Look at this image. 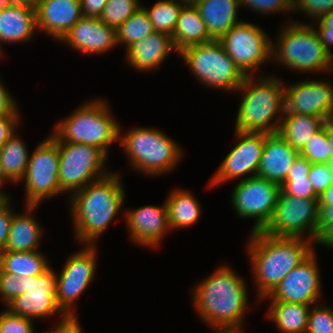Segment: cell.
<instances>
[{"mask_svg": "<svg viewBox=\"0 0 333 333\" xmlns=\"http://www.w3.org/2000/svg\"><path fill=\"white\" fill-rule=\"evenodd\" d=\"M37 31L35 6L8 4L0 11V49L3 43L30 41Z\"/></svg>", "mask_w": 333, "mask_h": 333, "instance_id": "24", "label": "cell"}, {"mask_svg": "<svg viewBox=\"0 0 333 333\" xmlns=\"http://www.w3.org/2000/svg\"><path fill=\"white\" fill-rule=\"evenodd\" d=\"M2 53H3V51L0 49V58L3 57Z\"/></svg>", "mask_w": 333, "mask_h": 333, "instance_id": "61", "label": "cell"}, {"mask_svg": "<svg viewBox=\"0 0 333 333\" xmlns=\"http://www.w3.org/2000/svg\"><path fill=\"white\" fill-rule=\"evenodd\" d=\"M121 131L119 127V144L129 157L130 166L143 175L169 173L183 156L181 146L157 128L135 127L125 134Z\"/></svg>", "mask_w": 333, "mask_h": 333, "instance_id": "7", "label": "cell"}, {"mask_svg": "<svg viewBox=\"0 0 333 333\" xmlns=\"http://www.w3.org/2000/svg\"><path fill=\"white\" fill-rule=\"evenodd\" d=\"M316 23V24H315ZM318 33L324 49L333 57L330 47L333 45V10L312 24Z\"/></svg>", "mask_w": 333, "mask_h": 333, "instance_id": "44", "label": "cell"}, {"mask_svg": "<svg viewBox=\"0 0 333 333\" xmlns=\"http://www.w3.org/2000/svg\"><path fill=\"white\" fill-rule=\"evenodd\" d=\"M237 144L220 163L217 171L209 180V187L220 185L236 178L257 176L262 156L265 133L235 131ZM248 176H245L247 175ZM250 174V175H249Z\"/></svg>", "mask_w": 333, "mask_h": 333, "instance_id": "16", "label": "cell"}, {"mask_svg": "<svg viewBox=\"0 0 333 333\" xmlns=\"http://www.w3.org/2000/svg\"><path fill=\"white\" fill-rule=\"evenodd\" d=\"M154 31L147 12L141 6L116 30L117 43L124 45L127 50L135 42L148 37Z\"/></svg>", "mask_w": 333, "mask_h": 333, "instance_id": "34", "label": "cell"}, {"mask_svg": "<svg viewBox=\"0 0 333 333\" xmlns=\"http://www.w3.org/2000/svg\"><path fill=\"white\" fill-rule=\"evenodd\" d=\"M30 155L25 175L20 182L25 181V206H38L44 199L61 194L58 180V143L50 135L39 143Z\"/></svg>", "mask_w": 333, "mask_h": 333, "instance_id": "11", "label": "cell"}, {"mask_svg": "<svg viewBox=\"0 0 333 333\" xmlns=\"http://www.w3.org/2000/svg\"><path fill=\"white\" fill-rule=\"evenodd\" d=\"M215 269L192 289L193 307L213 330L243 327L249 305L247 284L230 266Z\"/></svg>", "mask_w": 333, "mask_h": 333, "instance_id": "1", "label": "cell"}, {"mask_svg": "<svg viewBox=\"0 0 333 333\" xmlns=\"http://www.w3.org/2000/svg\"><path fill=\"white\" fill-rule=\"evenodd\" d=\"M281 186L259 176L241 179L231 193V204L240 218H255L251 232L270 222Z\"/></svg>", "mask_w": 333, "mask_h": 333, "instance_id": "14", "label": "cell"}, {"mask_svg": "<svg viewBox=\"0 0 333 333\" xmlns=\"http://www.w3.org/2000/svg\"><path fill=\"white\" fill-rule=\"evenodd\" d=\"M169 225L174 229L187 228L195 224L201 216V206L193 193L184 189L170 191L165 200Z\"/></svg>", "mask_w": 333, "mask_h": 333, "instance_id": "31", "label": "cell"}, {"mask_svg": "<svg viewBox=\"0 0 333 333\" xmlns=\"http://www.w3.org/2000/svg\"><path fill=\"white\" fill-rule=\"evenodd\" d=\"M20 115H4L0 117V148L19 128Z\"/></svg>", "mask_w": 333, "mask_h": 333, "instance_id": "47", "label": "cell"}, {"mask_svg": "<svg viewBox=\"0 0 333 333\" xmlns=\"http://www.w3.org/2000/svg\"><path fill=\"white\" fill-rule=\"evenodd\" d=\"M9 4H26L35 6L37 0H8Z\"/></svg>", "mask_w": 333, "mask_h": 333, "instance_id": "55", "label": "cell"}, {"mask_svg": "<svg viewBox=\"0 0 333 333\" xmlns=\"http://www.w3.org/2000/svg\"><path fill=\"white\" fill-rule=\"evenodd\" d=\"M172 51L176 52L171 36L154 31L127 49L125 61L137 71H153L160 68Z\"/></svg>", "mask_w": 333, "mask_h": 333, "instance_id": "23", "label": "cell"}, {"mask_svg": "<svg viewBox=\"0 0 333 333\" xmlns=\"http://www.w3.org/2000/svg\"><path fill=\"white\" fill-rule=\"evenodd\" d=\"M80 2L83 16L99 18L108 0H80Z\"/></svg>", "mask_w": 333, "mask_h": 333, "instance_id": "50", "label": "cell"}, {"mask_svg": "<svg viewBox=\"0 0 333 333\" xmlns=\"http://www.w3.org/2000/svg\"><path fill=\"white\" fill-rule=\"evenodd\" d=\"M283 116L278 133L299 152L326 122L321 117L296 113H284Z\"/></svg>", "mask_w": 333, "mask_h": 333, "instance_id": "28", "label": "cell"}, {"mask_svg": "<svg viewBox=\"0 0 333 333\" xmlns=\"http://www.w3.org/2000/svg\"><path fill=\"white\" fill-rule=\"evenodd\" d=\"M0 79V117L4 115H20L18 111V105L11 93L1 83Z\"/></svg>", "mask_w": 333, "mask_h": 333, "instance_id": "48", "label": "cell"}, {"mask_svg": "<svg viewBox=\"0 0 333 333\" xmlns=\"http://www.w3.org/2000/svg\"><path fill=\"white\" fill-rule=\"evenodd\" d=\"M97 99V100H96ZM89 100L54 125V134L63 142L97 147L107 157L111 144L119 141V127L108 102L101 98Z\"/></svg>", "mask_w": 333, "mask_h": 333, "instance_id": "6", "label": "cell"}, {"mask_svg": "<svg viewBox=\"0 0 333 333\" xmlns=\"http://www.w3.org/2000/svg\"><path fill=\"white\" fill-rule=\"evenodd\" d=\"M321 305L310 307L306 333H333V309Z\"/></svg>", "mask_w": 333, "mask_h": 333, "instance_id": "37", "label": "cell"}, {"mask_svg": "<svg viewBox=\"0 0 333 333\" xmlns=\"http://www.w3.org/2000/svg\"><path fill=\"white\" fill-rule=\"evenodd\" d=\"M319 205H333V183L319 196Z\"/></svg>", "mask_w": 333, "mask_h": 333, "instance_id": "52", "label": "cell"}, {"mask_svg": "<svg viewBox=\"0 0 333 333\" xmlns=\"http://www.w3.org/2000/svg\"><path fill=\"white\" fill-rule=\"evenodd\" d=\"M184 4L187 5H196L197 3L203 1V0H181Z\"/></svg>", "mask_w": 333, "mask_h": 333, "instance_id": "57", "label": "cell"}, {"mask_svg": "<svg viewBox=\"0 0 333 333\" xmlns=\"http://www.w3.org/2000/svg\"><path fill=\"white\" fill-rule=\"evenodd\" d=\"M311 163L302 155H298L294 160L291 168L287 172L286 178L304 176L308 177Z\"/></svg>", "mask_w": 333, "mask_h": 333, "instance_id": "51", "label": "cell"}, {"mask_svg": "<svg viewBox=\"0 0 333 333\" xmlns=\"http://www.w3.org/2000/svg\"><path fill=\"white\" fill-rule=\"evenodd\" d=\"M32 333H37L36 331H35V328L33 329V331H32ZM42 333H54V329L52 328V330H46V331H44V332H42Z\"/></svg>", "mask_w": 333, "mask_h": 333, "instance_id": "60", "label": "cell"}, {"mask_svg": "<svg viewBox=\"0 0 333 333\" xmlns=\"http://www.w3.org/2000/svg\"><path fill=\"white\" fill-rule=\"evenodd\" d=\"M285 112L333 119V85L322 80H306L284 85Z\"/></svg>", "mask_w": 333, "mask_h": 333, "instance_id": "18", "label": "cell"}, {"mask_svg": "<svg viewBox=\"0 0 333 333\" xmlns=\"http://www.w3.org/2000/svg\"><path fill=\"white\" fill-rule=\"evenodd\" d=\"M281 190L289 195L297 198L319 199L315 193L313 185L308 177L299 176L293 178H285L280 185Z\"/></svg>", "mask_w": 333, "mask_h": 333, "instance_id": "40", "label": "cell"}, {"mask_svg": "<svg viewBox=\"0 0 333 333\" xmlns=\"http://www.w3.org/2000/svg\"><path fill=\"white\" fill-rule=\"evenodd\" d=\"M56 275L51 267L34 277H19L18 296L7 305V309L15 315L25 318L42 319L57 313L64 317L56 300Z\"/></svg>", "mask_w": 333, "mask_h": 333, "instance_id": "12", "label": "cell"}, {"mask_svg": "<svg viewBox=\"0 0 333 333\" xmlns=\"http://www.w3.org/2000/svg\"><path fill=\"white\" fill-rule=\"evenodd\" d=\"M33 320L12 314L8 309L0 313V333H32Z\"/></svg>", "mask_w": 333, "mask_h": 333, "instance_id": "41", "label": "cell"}, {"mask_svg": "<svg viewBox=\"0 0 333 333\" xmlns=\"http://www.w3.org/2000/svg\"><path fill=\"white\" fill-rule=\"evenodd\" d=\"M240 6H247L255 13L266 15L277 12H294V0H240Z\"/></svg>", "mask_w": 333, "mask_h": 333, "instance_id": "39", "label": "cell"}, {"mask_svg": "<svg viewBox=\"0 0 333 333\" xmlns=\"http://www.w3.org/2000/svg\"><path fill=\"white\" fill-rule=\"evenodd\" d=\"M318 229L313 244L333 248V205H319Z\"/></svg>", "mask_w": 333, "mask_h": 333, "instance_id": "38", "label": "cell"}, {"mask_svg": "<svg viewBox=\"0 0 333 333\" xmlns=\"http://www.w3.org/2000/svg\"><path fill=\"white\" fill-rule=\"evenodd\" d=\"M277 78L245 77L236 90L245 94L239 104L235 131L278 133L285 112V90L283 81Z\"/></svg>", "mask_w": 333, "mask_h": 333, "instance_id": "4", "label": "cell"}, {"mask_svg": "<svg viewBox=\"0 0 333 333\" xmlns=\"http://www.w3.org/2000/svg\"><path fill=\"white\" fill-rule=\"evenodd\" d=\"M35 10L37 29L55 41L83 17L80 0H37Z\"/></svg>", "mask_w": 333, "mask_h": 333, "instance_id": "21", "label": "cell"}, {"mask_svg": "<svg viewBox=\"0 0 333 333\" xmlns=\"http://www.w3.org/2000/svg\"><path fill=\"white\" fill-rule=\"evenodd\" d=\"M318 223L319 199L297 198L280 190L273 216L262 232L272 237L306 238L313 242Z\"/></svg>", "mask_w": 333, "mask_h": 333, "instance_id": "10", "label": "cell"}, {"mask_svg": "<svg viewBox=\"0 0 333 333\" xmlns=\"http://www.w3.org/2000/svg\"><path fill=\"white\" fill-rule=\"evenodd\" d=\"M18 279L19 276L6 273L0 268V297L5 306L18 296Z\"/></svg>", "mask_w": 333, "mask_h": 333, "instance_id": "45", "label": "cell"}, {"mask_svg": "<svg viewBox=\"0 0 333 333\" xmlns=\"http://www.w3.org/2000/svg\"><path fill=\"white\" fill-rule=\"evenodd\" d=\"M177 54L183 49L214 40L195 5L184 4L171 36Z\"/></svg>", "mask_w": 333, "mask_h": 333, "instance_id": "27", "label": "cell"}, {"mask_svg": "<svg viewBox=\"0 0 333 333\" xmlns=\"http://www.w3.org/2000/svg\"><path fill=\"white\" fill-rule=\"evenodd\" d=\"M299 154L279 133H265L257 176L281 185Z\"/></svg>", "mask_w": 333, "mask_h": 333, "instance_id": "22", "label": "cell"}, {"mask_svg": "<svg viewBox=\"0 0 333 333\" xmlns=\"http://www.w3.org/2000/svg\"><path fill=\"white\" fill-rule=\"evenodd\" d=\"M141 6L139 0H108L99 18L107 26L117 30Z\"/></svg>", "mask_w": 333, "mask_h": 333, "instance_id": "35", "label": "cell"}, {"mask_svg": "<svg viewBox=\"0 0 333 333\" xmlns=\"http://www.w3.org/2000/svg\"><path fill=\"white\" fill-rule=\"evenodd\" d=\"M25 207V213L16 212L13 215L8 241L2 251L23 252L39 250L38 245L44 235V229L31 213L37 206L26 205Z\"/></svg>", "mask_w": 333, "mask_h": 333, "instance_id": "25", "label": "cell"}, {"mask_svg": "<svg viewBox=\"0 0 333 333\" xmlns=\"http://www.w3.org/2000/svg\"><path fill=\"white\" fill-rule=\"evenodd\" d=\"M328 164L330 175L332 176V182H333V161H330Z\"/></svg>", "mask_w": 333, "mask_h": 333, "instance_id": "59", "label": "cell"}, {"mask_svg": "<svg viewBox=\"0 0 333 333\" xmlns=\"http://www.w3.org/2000/svg\"><path fill=\"white\" fill-rule=\"evenodd\" d=\"M96 251V245H86L83 250L70 255L59 275H56V300L65 314L75 313L73 307L76 300L94 279Z\"/></svg>", "mask_w": 333, "mask_h": 333, "instance_id": "15", "label": "cell"}, {"mask_svg": "<svg viewBox=\"0 0 333 333\" xmlns=\"http://www.w3.org/2000/svg\"><path fill=\"white\" fill-rule=\"evenodd\" d=\"M124 213L130 238L138 245L157 249L165 234L171 231L166 202L162 206L146 205Z\"/></svg>", "mask_w": 333, "mask_h": 333, "instance_id": "19", "label": "cell"}, {"mask_svg": "<svg viewBox=\"0 0 333 333\" xmlns=\"http://www.w3.org/2000/svg\"><path fill=\"white\" fill-rule=\"evenodd\" d=\"M183 5L181 0H159L149 9L143 5L142 7L147 12L155 31L172 36Z\"/></svg>", "mask_w": 333, "mask_h": 333, "instance_id": "33", "label": "cell"}, {"mask_svg": "<svg viewBox=\"0 0 333 333\" xmlns=\"http://www.w3.org/2000/svg\"><path fill=\"white\" fill-rule=\"evenodd\" d=\"M249 238L245 249L258 300L269 296L282 279L315 250L313 242L306 238L272 237L262 231L251 232Z\"/></svg>", "mask_w": 333, "mask_h": 333, "instance_id": "3", "label": "cell"}, {"mask_svg": "<svg viewBox=\"0 0 333 333\" xmlns=\"http://www.w3.org/2000/svg\"><path fill=\"white\" fill-rule=\"evenodd\" d=\"M242 327H231V328H219L215 329L214 331L218 333H246L243 331Z\"/></svg>", "mask_w": 333, "mask_h": 333, "instance_id": "54", "label": "cell"}, {"mask_svg": "<svg viewBox=\"0 0 333 333\" xmlns=\"http://www.w3.org/2000/svg\"><path fill=\"white\" fill-rule=\"evenodd\" d=\"M9 4L8 0H0V11Z\"/></svg>", "mask_w": 333, "mask_h": 333, "instance_id": "58", "label": "cell"}, {"mask_svg": "<svg viewBox=\"0 0 333 333\" xmlns=\"http://www.w3.org/2000/svg\"><path fill=\"white\" fill-rule=\"evenodd\" d=\"M219 41L245 76H253L260 65L272 59V40L252 22L241 21Z\"/></svg>", "mask_w": 333, "mask_h": 333, "instance_id": "13", "label": "cell"}, {"mask_svg": "<svg viewBox=\"0 0 333 333\" xmlns=\"http://www.w3.org/2000/svg\"><path fill=\"white\" fill-rule=\"evenodd\" d=\"M3 185H4V182L0 179V201L6 200L7 198H9V196L4 191H2L1 187Z\"/></svg>", "mask_w": 333, "mask_h": 333, "instance_id": "56", "label": "cell"}, {"mask_svg": "<svg viewBox=\"0 0 333 333\" xmlns=\"http://www.w3.org/2000/svg\"><path fill=\"white\" fill-rule=\"evenodd\" d=\"M326 132L328 142L331 148V161H333V119L326 121Z\"/></svg>", "mask_w": 333, "mask_h": 333, "instance_id": "53", "label": "cell"}, {"mask_svg": "<svg viewBox=\"0 0 333 333\" xmlns=\"http://www.w3.org/2000/svg\"><path fill=\"white\" fill-rule=\"evenodd\" d=\"M59 42L84 54H103L118 46L116 30L100 18L83 16Z\"/></svg>", "mask_w": 333, "mask_h": 333, "instance_id": "20", "label": "cell"}, {"mask_svg": "<svg viewBox=\"0 0 333 333\" xmlns=\"http://www.w3.org/2000/svg\"><path fill=\"white\" fill-rule=\"evenodd\" d=\"M10 197L0 201V251L4 250L9 237L10 224L16 213L11 207Z\"/></svg>", "mask_w": 333, "mask_h": 333, "instance_id": "46", "label": "cell"}, {"mask_svg": "<svg viewBox=\"0 0 333 333\" xmlns=\"http://www.w3.org/2000/svg\"><path fill=\"white\" fill-rule=\"evenodd\" d=\"M315 250L297 267L292 269L263 300L285 301L310 305L319 303L321 278Z\"/></svg>", "mask_w": 333, "mask_h": 333, "instance_id": "17", "label": "cell"}, {"mask_svg": "<svg viewBox=\"0 0 333 333\" xmlns=\"http://www.w3.org/2000/svg\"><path fill=\"white\" fill-rule=\"evenodd\" d=\"M60 320L53 328L54 333H83L76 313L66 314Z\"/></svg>", "mask_w": 333, "mask_h": 333, "instance_id": "49", "label": "cell"}, {"mask_svg": "<svg viewBox=\"0 0 333 333\" xmlns=\"http://www.w3.org/2000/svg\"><path fill=\"white\" fill-rule=\"evenodd\" d=\"M37 251H0V268L19 277H34L46 271L50 264L46 256Z\"/></svg>", "mask_w": 333, "mask_h": 333, "instance_id": "32", "label": "cell"}, {"mask_svg": "<svg viewBox=\"0 0 333 333\" xmlns=\"http://www.w3.org/2000/svg\"><path fill=\"white\" fill-rule=\"evenodd\" d=\"M278 35L271 42V61L305 74L333 71V57L324 49L311 24L291 20L283 24Z\"/></svg>", "mask_w": 333, "mask_h": 333, "instance_id": "5", "label": "cell"}, {"mask_svg": "<svg viewBox=\"0 0 333 333\" xmlns=\"http://www.w3.org/2000/svg\"><path fill=\"white\" fill-rule=\"evenodd\" d=\"M16 133L0 148V179L4 183L20 182L29 162L26 143Z\"/></svg>", "mask_w": 333, "mask_h": 333, "instance_id": "29", "label": "cell"}, {"mask_svg": "<svg viewBox=\"0 0 333 333\" xmlns=\"http://www.w3.org/2000/svg\"><path fill=\"white\" fill-rule=\"evenodd\" d=\"M125 196L121 176L113 171L69 195L74 235L79 244H97L122 209Z\"/></svg>", "mask_w": 333, "mask_h": 333, "instance_id": "2", "label": "cell"}, {"mask_svg": "<svg viewBox=\"0 0 333 333\" xmlns=\"http://www.w3.org/2000/svg\"><path fill=\"white\" fill-rule=\"evenodd\" d=\"M310 305L270 301L265 316L272 319L280 333H306Z\"/></svg>", "mask_w": 333, "mask_h": 333, "instance_id": "30", "label": "cell"}, {"mask_svg": "<svg viewBox=\"0 0 333 333\" xmlns=\"http://www.w3.org/2000/svg\"><path fill=\"white\" fill-rule=\"evenodd\" d=\"M308 178L318 196L333 183L328 164L312 163Z\"/></svg>", "mask_w": 333, "mask_h": 333, "instance_id": "43", "label": "cell"}, {"mask_svg": "<svg viewBox=\"0 0 333 333\" xmlns=\"http://www.w3.org/2000/svg\"><path fill=\"white\" fill-rule=\"evenodd\" d=\"M178 55L194 77L210 88L236 92L246 77L219 40L187 47Z\"/></svg>", "mask_w": 333, "mask_h": 333, "instance_id": "8", "label": "cell"}, {"mask_svg": "<svg viewBox=\"0 0 333 333\" xmlns=\"http://www.w3.org/2000/svg\"><path fill=\"white\" fill-rule=\"evenodd\" d=\"M299 153L311 164H327L331 161V148L327 138L326 122L324 123V126L306 143L305 147Z\"/></svg>", "mask_w": 333, "mask_h": 333, "instance_id": "36", "label": "cell"}, {"mask_svg": "<svg viewBox=\"0 0 333 333\" xmlns=\"http://www.w3.org/2000/svg\"><path fill=\"white\" fill-rule=\"evenodd\" d=\"M51 136L58 143L60 193L71 195L110 172L105 168L108 157L97 147L63 142L54 133Z\"/></svg>", "mask_w": 333, "mask_h": 333, "instance_id": "9", "label": "cell"}, {"mask_svg": "<svg viewBox=\"0 0 333 333\" xmlns=\"http://www.w3.org/2000/svg\"><path fill=\"white\" fill-rule=\"evenodd\" d=\"M195 6L214 40L242 21L237 19L240 0H203Z\"/></svg>", "mask_w": 333, "mask_h": 333, "instance_id": "26", "label": "cell"}, {"mask_svg": "<svg viewBox=\"0 0 333 333\" xmlns=\"http://www.w3.org/2000/svg\"><path fill=\"white\" fill-rule=\"evenodd\" d=\"M333 10V0H294L293 11L303 13L318 21Z\"/></svg>", "mask_w": 333, "mask_h": 333, "instance_id": "42", "label": "cell"}]
</instances>
